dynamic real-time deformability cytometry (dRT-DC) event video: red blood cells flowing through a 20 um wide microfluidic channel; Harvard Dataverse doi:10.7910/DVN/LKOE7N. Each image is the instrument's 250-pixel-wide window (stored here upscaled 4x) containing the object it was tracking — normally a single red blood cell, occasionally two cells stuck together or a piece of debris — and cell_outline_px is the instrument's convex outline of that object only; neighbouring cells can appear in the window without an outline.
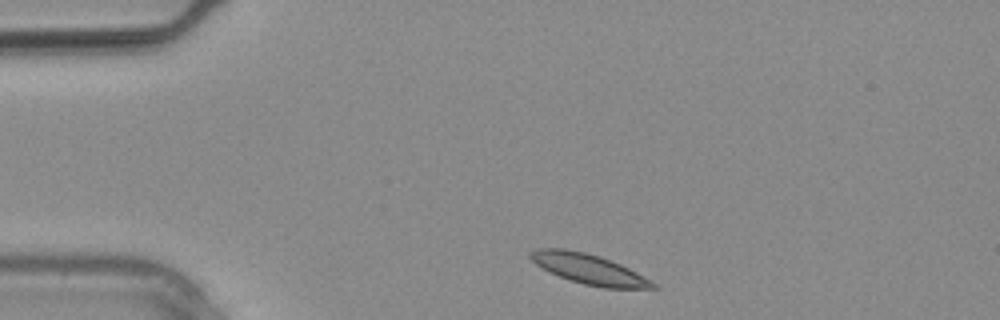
{"species": "common noctule bat (a hibernating species)", "species_latin": "Nyctalus noctula", "temperature_condition": "warm", "stored_images_in_passage": 1, "camera_frame_rate_fps": 3000, "um_per_image_px": 0.085, "animal": {"sex": "male", "body_mass_g": 20.4}, "frame": {"image": 1, "passage_image": 1, "time_ms": 0.0, "image_size_px": [1000, 320], "cell_outline_px": [[660, 288], [604, 288], [584, 284], [548, 272], [536, 264], [528, 256], [528, 252], [536, 248], [564, 248], [584, 252], [620, 264], [652, 280]], "centroid_in_image_um": [50.03, 22.87], "position_along_channel_um": 35.0, "area_um2": 21.27}}